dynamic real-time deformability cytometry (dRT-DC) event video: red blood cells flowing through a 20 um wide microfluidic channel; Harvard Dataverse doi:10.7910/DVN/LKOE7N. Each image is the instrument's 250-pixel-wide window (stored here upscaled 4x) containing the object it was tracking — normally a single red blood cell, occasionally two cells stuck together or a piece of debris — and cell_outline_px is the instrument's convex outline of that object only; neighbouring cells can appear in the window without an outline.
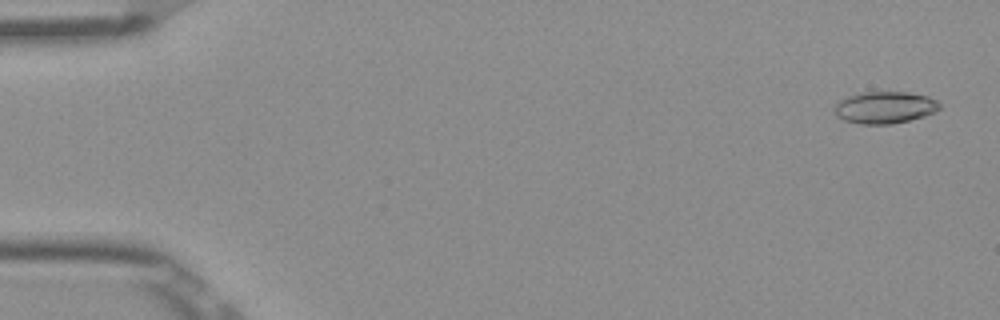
{"species": "Egyptian fruit bat (a non-hibernating species)", "species_latin": "Rousettus aegyptiacus", "temperature_condition": "room temperature", "stored_images_in_passage": 52, "camera_frame_rate_fps": 3000, "um_per_image_px": 0.085, "frame": {"image": 1, "passage_image": 2, "time_ms": 0.333, "image_size_px": [1000, 320], "cell_outline_px": [[940, 108], [936, 112], [924, 116], [892, 124], [860, 124], [844, 120], [836, 116], [832, 108], [836, 100], [860, 92], [908, 92], [928, 96], [936, 100], [940, 104]], "centroid_in_image_um": [75.15, 9.13], "position_along_channel_um": 9.8, "area_um2": 19.88}}
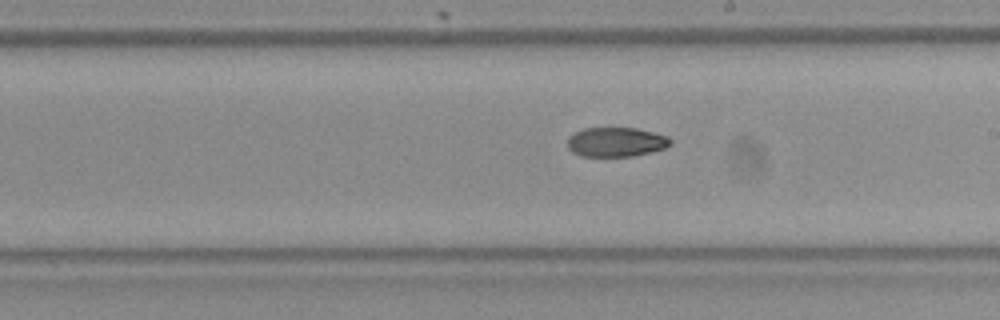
{"frame": {"image": 2, "passage_image": 30, "time_ms": 9.667, "image_size_px": [1000, 320], "cell_outline_px": [[672, 144], [664, 148], [632, 156], [580, 156], [572, 152], [568, 148], [568, 136], [572, 132], [584, 128], [636, 128], [668, 136], [672, 140]], "centroid_in_image_um": [52.33, 12.06], "position_along_channel_um": 236.7, "area_um2": 17.69}}
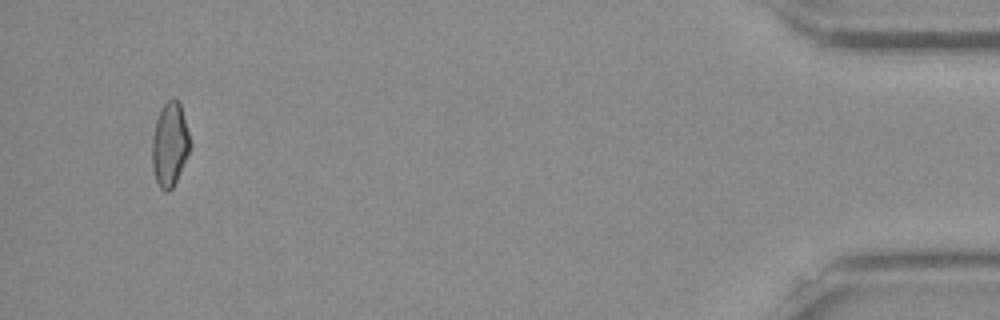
{"frame": {"image": 3, "passage_image": 50, "time_ms": 16.333, "image_size_px": [1000, 320], "cell_outline_px": [[192, 144], [180, 172], [172, 188], [168, 192], [164, 192], [156, 184], [152, 168], [152, 136], [156, 120], [160, 108], [168, 100], [176, 100], [180, 104]], "centroid_in_image_um": [14.41, 12.31], "position_along_channel_um": 420.8, "area_um2": 18.61}}